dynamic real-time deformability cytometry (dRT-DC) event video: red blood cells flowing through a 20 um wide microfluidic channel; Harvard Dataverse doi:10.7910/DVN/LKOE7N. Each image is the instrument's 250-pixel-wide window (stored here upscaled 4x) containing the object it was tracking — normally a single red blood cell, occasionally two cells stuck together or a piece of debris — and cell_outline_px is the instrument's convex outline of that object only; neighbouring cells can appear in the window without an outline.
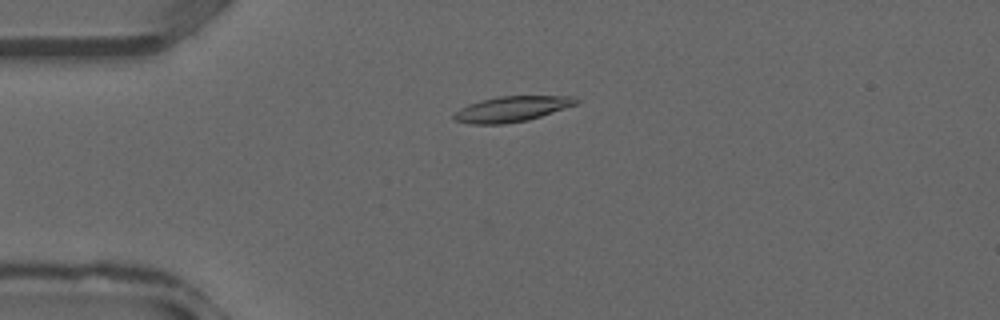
{"species": "common noctule bat (a hibernating species)", "species_latin": "Nyctalus noctula", "temperature_condition": "warm", "stored_images_in_passage": 35, "camera_frame_rate_fps": 3000, "um_per_image_px": 0.085, "animal": {"sex": "male", "forearm_length_mm": 52.5}, "frame": {"image": 1, "passage_image": 7, "time_ms": 2.0, "image_size_px": [1000, 320], "cell_outline_px": [[580, 100], [576, 104], [528, 120], [504, 124], [472, 124], [452, 120], [452, 116], [460, 108], [468, 104], [480, 100], [500, 96], [572, 96]], "centroid_in_image_um": [43.45, 9.26], "position_along_channel_um": 41.5, "area_um2": 18.03}}
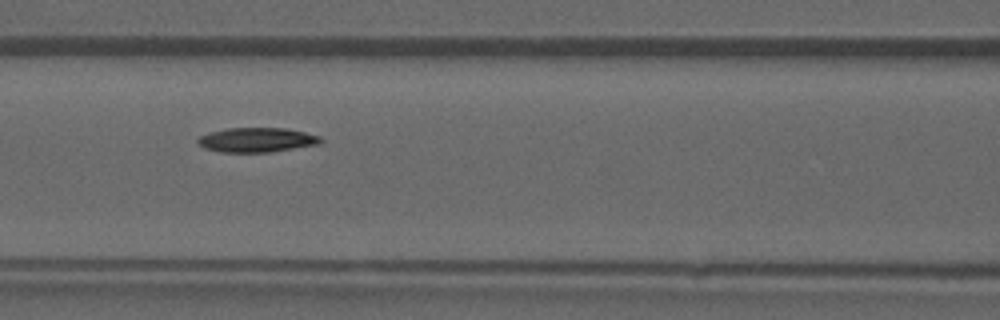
{"frame": {"image": 2, "passage_image": 14, "time_ms": 4.333, "image_size_px": [1000, 320], "cell_outline_px": [[324, 140], [320, 144], [272, 152], [220, 152], [204, 148], [196, 140], [200, 136], [212, 132], [228, 128], [284, 128], [304, 132], [320, 136]], "centroid_in_image_um": [21.87, 11.9], "position_along_channel_um": 144.7, "area_um2": 17.51}}
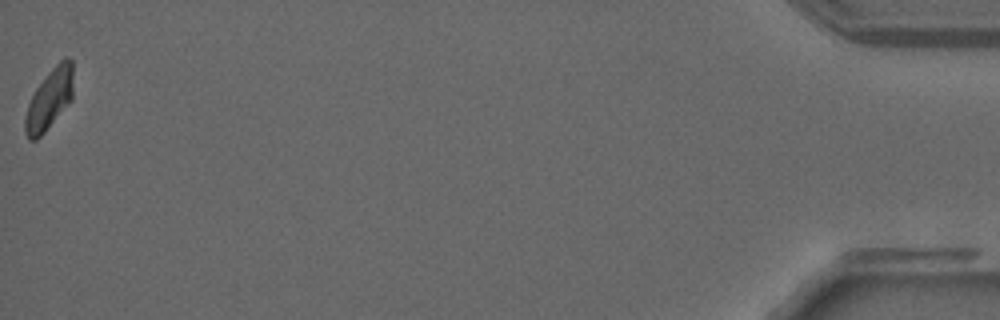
{"frame": {"image": 3, "passage_image": 35, "time_ms": 11.333, "image_size_px": [1000, 320], "cell_outline_px": [[72, 100], [44, 132], [36, 140], [28, 140], [24, 132], [24, 120], [28, 104], [36, 88], [48, 72], [60, 60], [68, 56], [72, 60]], "centroid_in_image_um": [4.18, 8.44], "position_along_channel_um": 431.0, "area_um2": 16.88}}